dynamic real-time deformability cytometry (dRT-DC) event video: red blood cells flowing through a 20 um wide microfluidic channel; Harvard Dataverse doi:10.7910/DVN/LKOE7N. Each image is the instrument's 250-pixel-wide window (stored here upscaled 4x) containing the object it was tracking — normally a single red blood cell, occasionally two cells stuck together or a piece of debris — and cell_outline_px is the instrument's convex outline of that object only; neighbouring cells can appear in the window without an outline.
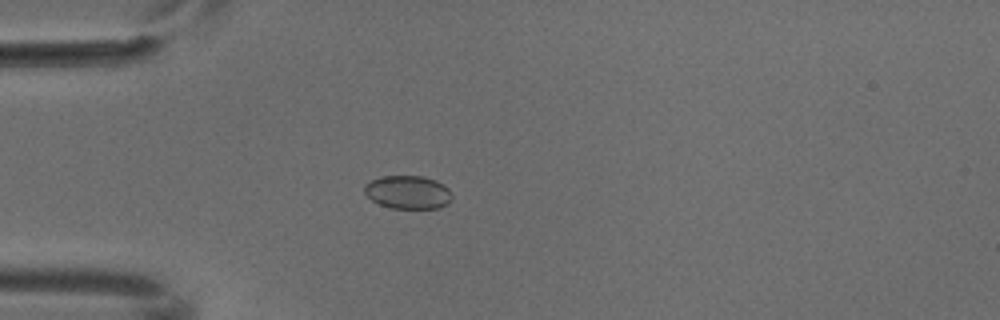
{"species": "common noctule bat (a hibernating species)", "species_latin": "Nyctalus noctula", "temperature_condition": "cold", "stored_images_in_passage": 4, "camera_frame_rate_fps": 3000, "um_per_image_px": 0.085, "animal": {"sex": "male", "body_mass_g": 18.8}, "frame": {"image": 1, "passage_image": 4, "time_ms": 1.0, "image_size_px": [1000, 320], "cell_outline_px": [[452, 196], [448, 204], [440, 208], [392, 208], [380, 204], [372, 200], [364, 192], [364, 184], [372, 180], [384, 176], [424, 176], [436, 180], [444, 184], [448, 188]], "centroid_in_image_um": [34.7, 16.33], "position_along_channel_um": 50.3, "area_um2": 16.99}}